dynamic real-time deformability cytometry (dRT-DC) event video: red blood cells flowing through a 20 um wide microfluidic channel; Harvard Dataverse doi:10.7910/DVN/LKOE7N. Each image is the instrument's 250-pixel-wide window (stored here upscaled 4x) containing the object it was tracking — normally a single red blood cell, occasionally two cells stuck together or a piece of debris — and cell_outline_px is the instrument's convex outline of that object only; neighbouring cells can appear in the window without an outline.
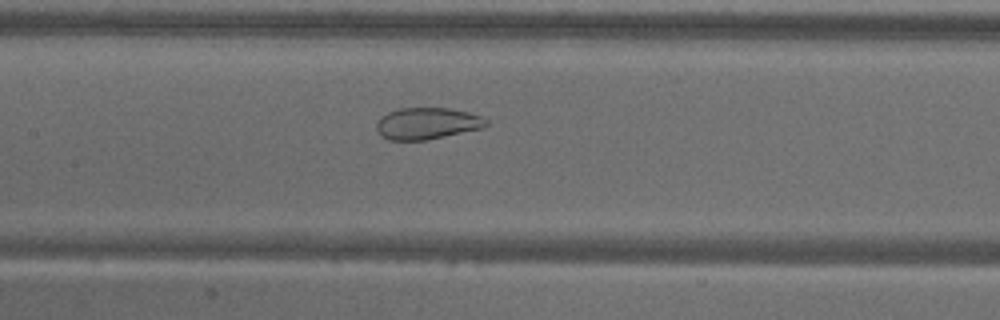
{"species": "common noctule bat (a hibernating species)", "species_latin": "Nyctalus noctula", "temperature_condition": "warm", "stored_images_in_passage": 56, "camera_frame_rate_fps": 3000, "um_per_image_px": 0.085, "animal": {"sex": "male", "body_mass_g": 18.8}, "frame": {"image": 1, "passage_image": 27, "time_ms": 8.667, "image_size_px": [1000, 320], "cell_outline_px": [[488, 124], [484, 128], [424, 140], [388, 140], [380, 136], [376, 128], [376, 124], [380, 116], [388, 112], [400, 108], [448, 108], [468, 112], [480, 116], [488, 120]], "centroid_in_image_um": [36.28, 10.49], "position_along_channel_um": 171.1, "area_um2": 20.29}}
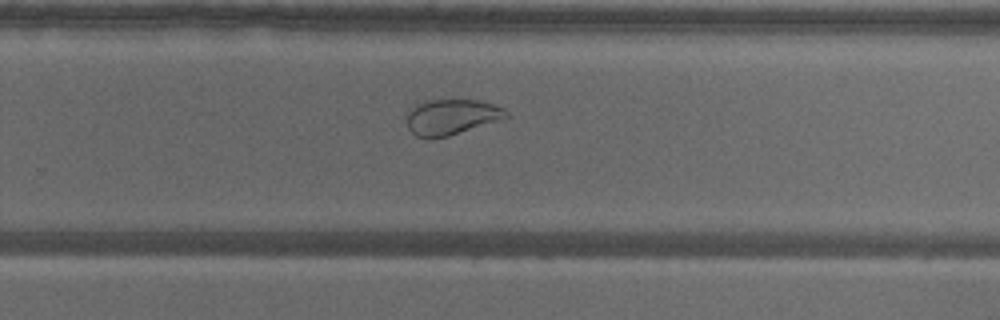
{"frame": {"image": 2, "passage_image": 37, "time_ms": 12.0, "image_size_px": [1000, 320], "cell_outline_px": [[508, 116], [504, 120], [448, 136], [428, 140], [416, 136], [408, 128], [408, 108], [416, 104], [428, 100], [480, 100], [504, 108], [508, 112]], "centroid_in_image_um": [38.39, 9.96], "position_along_channel_um": 291.4, "area_um2": 20.98}}
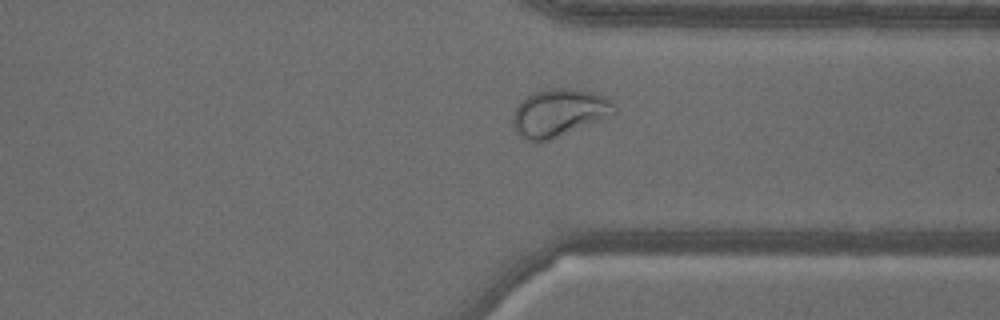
{"frame": {"image": 3, "passage_image": 43, "time_ms": 14.0, "image_size_px": [1000, 320], "cell_outline_px": [[616, 116], [548, 140], [536, 144], [528, 140], [516, 132], [512, 124], [512, 116], [516, 104], [520, 100], [532, 92], [552, 88], [572, 88], [596, 92], [612, 100], [616, 104]], "centroid_in_image_um": [47.56, 9.58], "position_along_channel_um": 363.8, "area_um2": 29.07}, "authors_computed_cell_mechanics": {"area_um2": 29.5936, "velocity_mm_per_s": 3.6317, "shape_relaxation_time_tau1_ms": null, "shape_relaxation_time_tau2_ms": 0.8032, "deformation_change_tau1": null, "deformation_change_tau2": 0.0661}}